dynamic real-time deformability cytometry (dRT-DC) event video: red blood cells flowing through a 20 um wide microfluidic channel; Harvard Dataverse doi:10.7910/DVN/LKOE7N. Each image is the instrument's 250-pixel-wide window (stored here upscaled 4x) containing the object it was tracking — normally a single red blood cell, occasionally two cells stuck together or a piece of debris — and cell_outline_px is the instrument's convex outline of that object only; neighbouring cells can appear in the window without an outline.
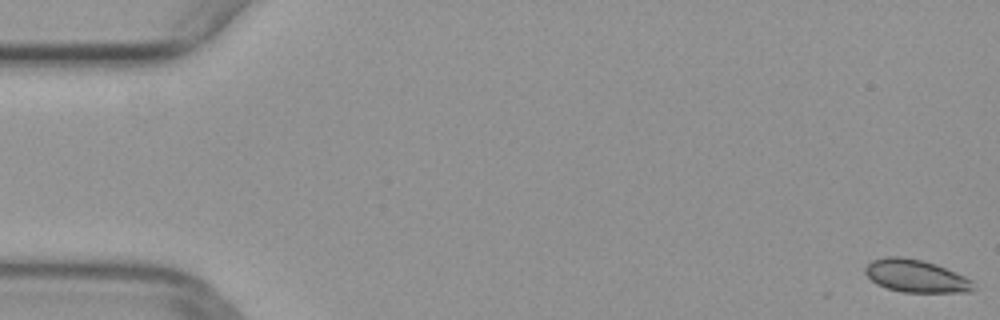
{"species": "common noctule bat (a hibernating species)", "species_latin": "Nyctalus noctula", "temperature_condition": "warm", "stored_images_in_passage": 48, "camera_frame_rate_fps": 3000, "um_per_image_px": 0.085, "animal": {"sex": "female", "body_mass_g": 29.2, "forearm_length_mm": 56.3}, "frame": {"image": 1, "passage_image": 1, "time_ms": 0.0, "image_size_px": [1000, 320], "cell_outline_px": [[976, 288], [972, 292], [904, 292], [888, 288], [876, 284], [864, 272], [864, 268], [872, 260], [884, 256], [900, 256], [920, 260], [936, 264], [956, 272], [972, 280], [976, 284]], "centroid_in_image_um": [77.88, 23.46], "position_along_channel_um": 7.1, "area_um2": 20.69}}
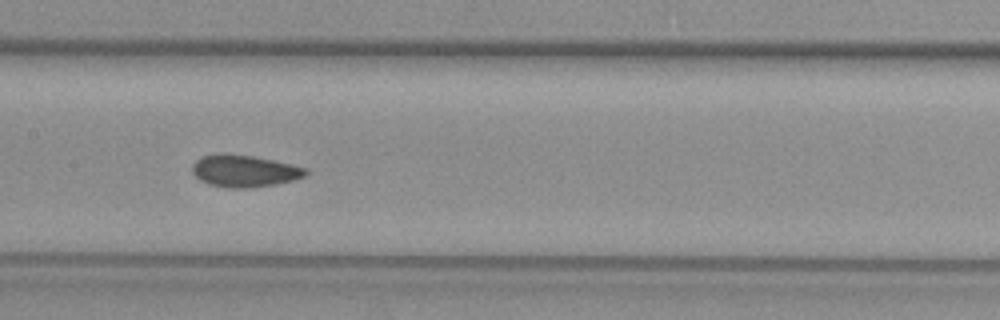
{"frame": {"image": 2, "passage_image": 25, "time_ms": 8.0, "image_size_px": [1000, 320], "cell_outline_px": [[308, 172], [304, 176], [292, 180], [276, 184], [248, 188], [228, 188], [208, 184], [200, 180], [192, 172], [192, 164], [196, 160], [204, 156], [216, 152], [224, 152], [252, 156], [292, 164], [308, 168]], "centroid_in_image_um": [20.74, 14.52], "position_along_channel_um": 186.7, "area_um2": 21.33}}
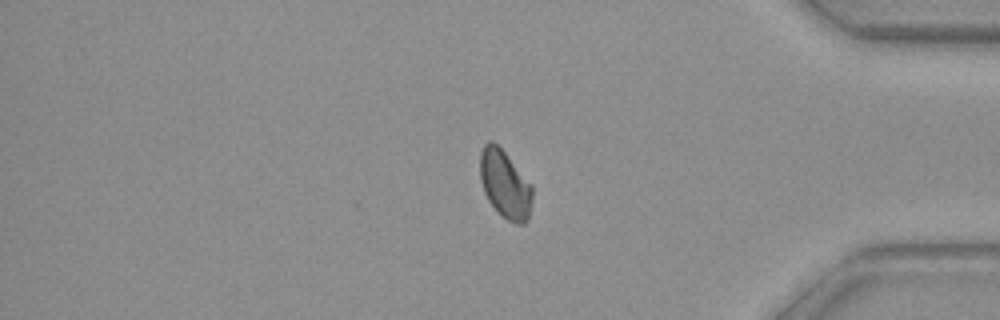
{"frame": {"image": 3, "passage_image": 42, "time_ms": 13.667, "image_size_px": [1000, 320], "cell_outline_px": [[532, 200], [528, 220], [524, 224], [516, 224], [500, 216], [488, 200], [484, 192], [480, 180], [480, 152], [484, 144], [488, 140], [492, 140], [504, 152], [532, 184]], "centroid_in_image_um": [42.92, 15.68], "position_along_channel_um": 392.3, "area_um2": 20.87}}